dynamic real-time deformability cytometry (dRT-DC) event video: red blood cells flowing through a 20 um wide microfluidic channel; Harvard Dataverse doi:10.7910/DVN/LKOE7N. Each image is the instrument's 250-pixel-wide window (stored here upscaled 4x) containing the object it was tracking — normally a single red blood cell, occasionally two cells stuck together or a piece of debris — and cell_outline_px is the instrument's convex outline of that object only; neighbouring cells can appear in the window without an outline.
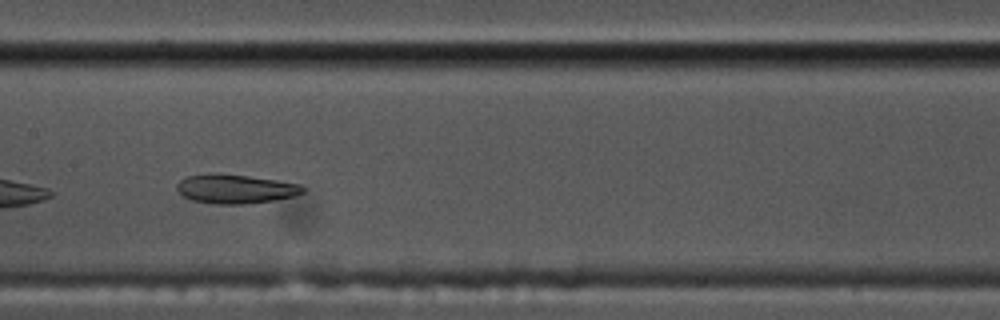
{"species": "common noctule bat (a hibernating species)", "species_latin": "Nyctalus noctula", "temperature_condition": "cold", "stored_images_in_passage": 39, "camera_frame_rate_fps": 3000, "um_per_image_px": 0.085, "animal": {"sex": "male", "body_mass_g": 17.5, "forearm_length_mm": 52.3}, "frame": {"image": 1, "passage_image": 12, "time_ms": 3.667, "image_size_px": [1000, 320], "cell_outline_px": [[304, 192], [292, 196], [272, 200], [244, 204], [216, 204], [192, 200], [184, 196], [176, 188], [176, 184], [184, 176], [208, 172], [216, 172], [248, 176], [276, 180], [300, 184], [304, 188]], "centroid_in_image_um": [19.94, 16.03], "position_along_channel_um": 187.5, "area_um2": 21.44}, "authors_computed_cell_mechanics": {"area_um2": 23.4668, "velocity_mm_per_s": 3.4535, "shape_relaxation_time_tau1_ms": null, "shape_relaxation_time_tau2_ms": 2.3127, "deformation_change_tau1": null, "deformation_change_tau2": 0.072}}